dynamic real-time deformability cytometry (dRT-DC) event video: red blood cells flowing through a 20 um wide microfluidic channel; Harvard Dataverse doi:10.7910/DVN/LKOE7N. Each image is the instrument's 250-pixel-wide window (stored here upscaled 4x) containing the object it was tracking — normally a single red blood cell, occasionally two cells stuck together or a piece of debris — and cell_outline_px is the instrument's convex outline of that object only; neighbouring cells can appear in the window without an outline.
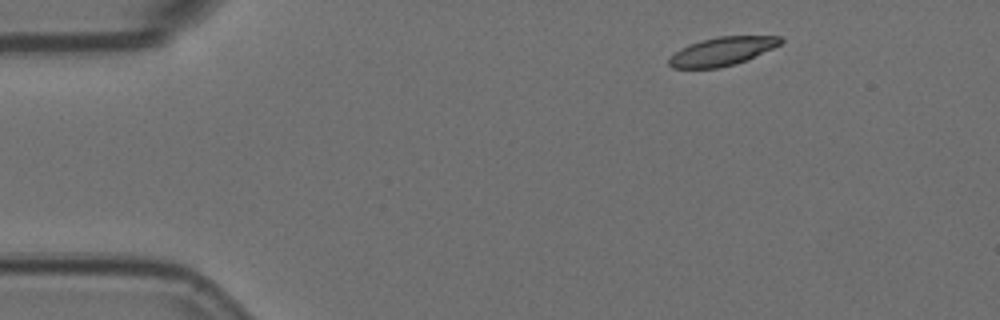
{"species": "Egyptian fruit bat (a non-hibernating species)", "species_latin": "Rousettus aegyptiacus", "temperature_condition": "room temperature", "stored_images_in_passage": 13, "camera_frame_rate_fps": 3000, "um_per_image_px": 0.085, "animal": {"sex": "female"}, "frame": {"image": 1, "passage_image": 1, "time_ms": 0.0, "image_size_px": [1000, 320], "cell_outline_px": [[784, 40], [780, 44], [772, 48], [736, 64], [720, 68], [672, 68], [668, 64], [668, 60], [680, 48], [688, 44], [700, 40], [716, 36], [780, 36]], "centroid_in_image_um": [61.35, 4.36], "position_along_channel_um": 23.7, "area_um2": 18.44}}
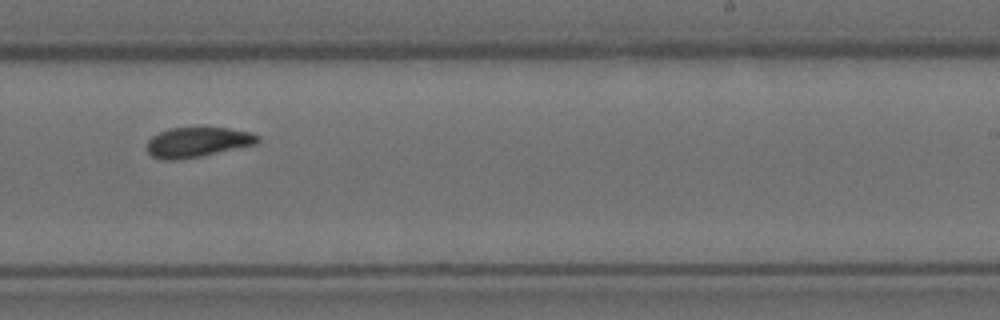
{"frame": {"image": 2, "passage_image": 8, "time_ms": 2.333, "image_size_px": [1000, 320], "cell_outline_px": [[260, 140], [256, 144], [200, 156], [180, 160], [164, 160], [152, 156], [148, 152], [148, 140], [152, 136], [168, 128], [228, 128], [248, 132], [260, 136]], "centroid_in_image_um": [16.78, 12.09], "position_along_channel_um": 272.2, "area_um2": 19.13}}
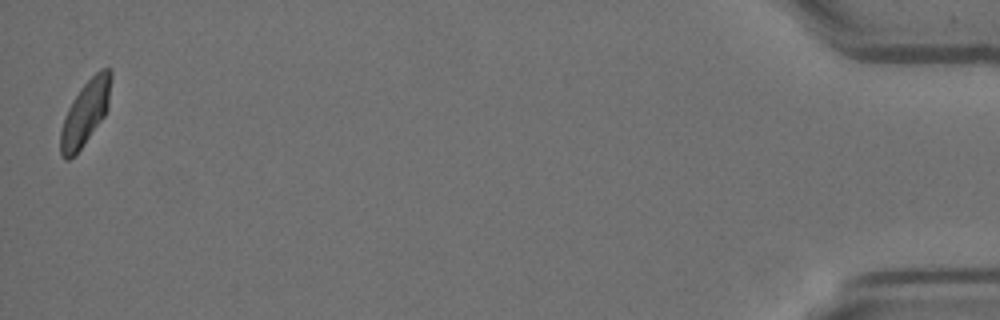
{"frame": {"image": 3, "passage_image": 13, "time_ms": 4.0, "image_size_px": [1000, 320], "cell_outline_px": [[112, 76], [108, 108], [104, 116], [84, 144], [68, 160], [64, 160], [60, 156], [60, 132], [68, 108], [84, 84], [100, 68], [112, 68]], "centroid_in_image_um": [7.27, 9.57], "position_along_channel_um": 427.9, "area_um2": 18.73}}